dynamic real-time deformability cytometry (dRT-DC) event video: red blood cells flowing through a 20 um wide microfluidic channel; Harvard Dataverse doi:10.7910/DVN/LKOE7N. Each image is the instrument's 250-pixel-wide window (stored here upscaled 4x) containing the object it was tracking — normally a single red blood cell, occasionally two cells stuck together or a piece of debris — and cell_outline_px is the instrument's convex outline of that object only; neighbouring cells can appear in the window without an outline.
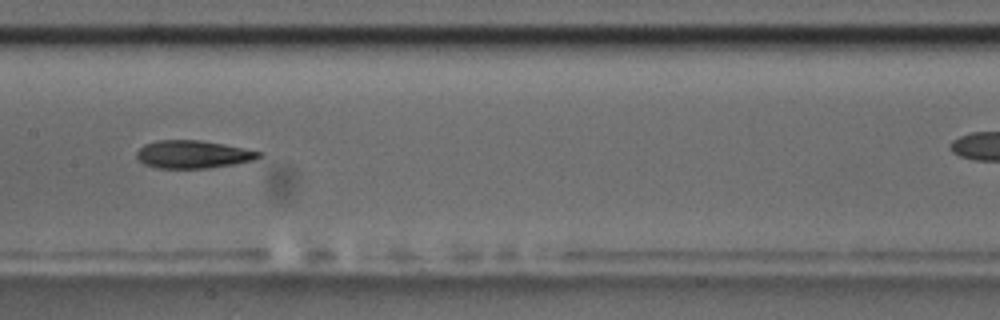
{"species": "common noctule bat (a hibernating species)", "species_latin": "Nyctalus noctula", "temperature_condition": "room temperature", "stored_images_in_passage": 10, "camera_frame_rate_fps": 3000, "um_per_image_px": 0.085, "animal": {"sex": "male", "body_mass_g": 17.5, "forearm_length_mm": 52.3}, "frame": {"image": 1, "passage_image": 7, "time_ms": 7.0, "image_size_px": [1000, 320], "cell_outline_px": [[264, 156], [252, 160], [232, 164], [208, 168], [156, 168], [144, 164], [136, 156], [136, 152], [144, 144], [156, 140], [196, 140], [220, 144], [264, 152]], "centroid_in_image_um": [16.38, 13.12], "position_along_channel_um": 191.0, "area_um2": 19.65}}